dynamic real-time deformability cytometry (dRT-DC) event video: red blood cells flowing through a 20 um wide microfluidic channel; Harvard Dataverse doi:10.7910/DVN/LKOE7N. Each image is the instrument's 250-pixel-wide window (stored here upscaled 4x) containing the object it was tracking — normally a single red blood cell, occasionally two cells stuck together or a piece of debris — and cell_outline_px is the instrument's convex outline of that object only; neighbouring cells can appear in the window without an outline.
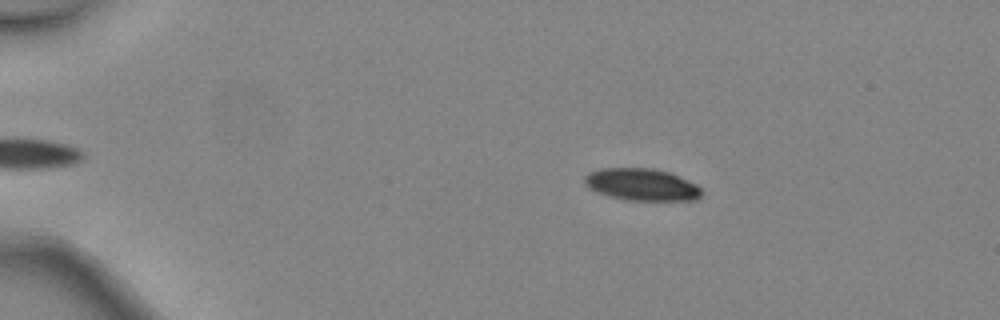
{"species": "common noctule bat (a hibernating species)", "species_latin": "Nyctalus noctula", "temperature_condition": "warm", "stored_images_in_passage": 41, "camera_frame_rate_fps": 3000, "um_per_image_px": 0.085, "animal": {"sex": "female", "body_mass_g": 24.6, "forearm_length_mm": 56.2}, "frame": {"image": 1, "passage_image": 4, "time_ms": 1.0, "image_size_px": [1000, 320], "cell_outline_px": [[704, 192], [696, 200], [628, 200], [608, 196], [596, 192], [588, 188], [584, 184], [584, 176], [588, 172], [600, 168], [652, 168], [668, 172], [688, 180], [696, 184]], "centroid_in_image_um": [54.51, 15.69], "position_along_channel_um": 30.5, "area_um2": 22.02}}
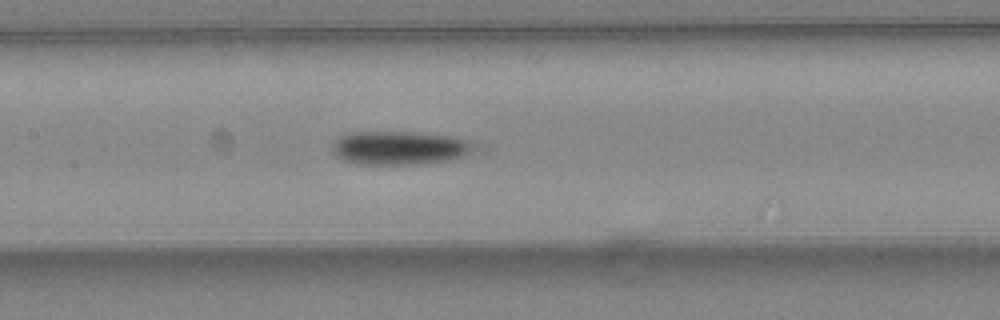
{"frame": {"image": 2, "passage_image": 19, "time_ms": 6.0, "image_size_px": [1000, 320], "cell_outline_px": [[484, 144], [480, 148], [460, 156], [448, 160], [416, 164], [356, 164], [340, 160], [332, 152], [332, 144], [340, 136], [348, 132], [416, 132], [448, 136], [468, 140]], "centroid_in_image_um": [33.97, 12.56], "position_along_channel_um": 173.4, "area_um2": 28.15}}
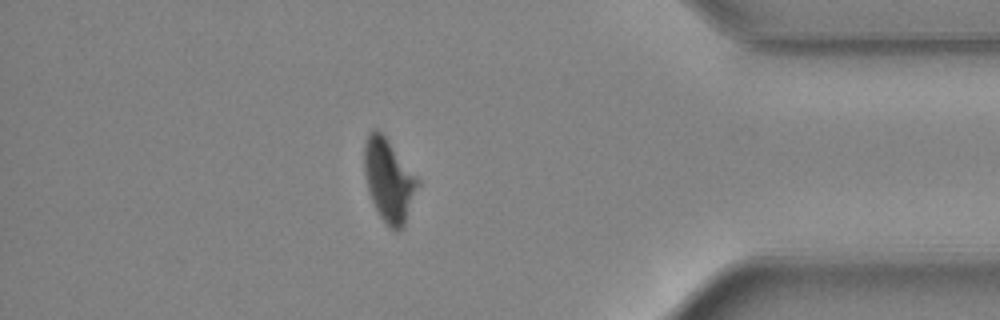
{"frame": {"image": 3, "passage_image": 36, "time_ms": 11.667, "image_size_px": [1000, 320], "cell_outline_px": [[420, 184], [404, 224], [400, 232], [396, 232], [380, 216], [368, 192], [364, 172], [364, 140], [368, 132], [372, 128], [376, 128], [384, 136], [420, 180]], "centroid_in_image_um": [33.04, 15.3], "position_along_channel_um": 402.2, "area_um2": 25.61}}